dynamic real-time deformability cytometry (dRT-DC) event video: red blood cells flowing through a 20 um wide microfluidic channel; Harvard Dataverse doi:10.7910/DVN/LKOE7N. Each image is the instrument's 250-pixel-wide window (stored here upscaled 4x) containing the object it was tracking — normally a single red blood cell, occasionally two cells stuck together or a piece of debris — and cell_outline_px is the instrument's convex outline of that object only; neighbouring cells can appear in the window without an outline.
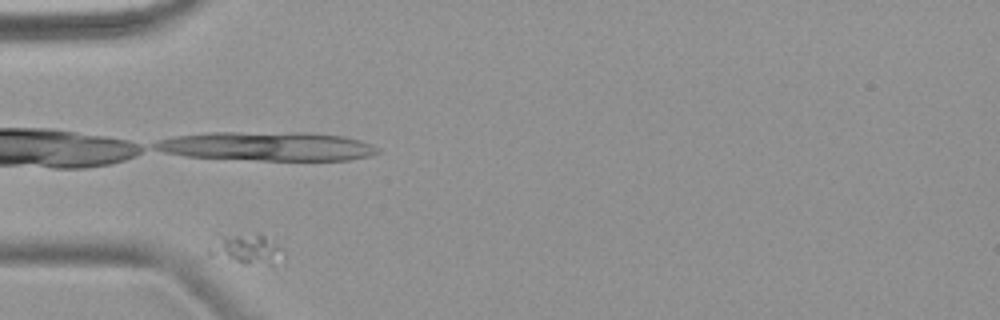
{"species": "common noctule bat (a hibernating species)", "species_latin": "Nyctalus noctula", "temperature_condition": "warm", "stored_images_in_passage": 3, "camera_frame_rate_fps": 3000, "um_per_image_px": 0.085, "animal": {"sex": "female", "body_mass_g": 18.4}, "frame": {"image": 1, "passage_image": 2, "time_ms": 1.333, "image_size_px": [1000, 320], "cell_outline_px": [[284, 256], [272, 264], [244, 264], [208, 256], [208, 248], [224, 236], [256, 232], [260, 232], [276, 244], [284, 252]], "centroid_in_image_um": [20.96, 21.18], "position_along_channel_um": 64.0, "area_um2": 12.95}}